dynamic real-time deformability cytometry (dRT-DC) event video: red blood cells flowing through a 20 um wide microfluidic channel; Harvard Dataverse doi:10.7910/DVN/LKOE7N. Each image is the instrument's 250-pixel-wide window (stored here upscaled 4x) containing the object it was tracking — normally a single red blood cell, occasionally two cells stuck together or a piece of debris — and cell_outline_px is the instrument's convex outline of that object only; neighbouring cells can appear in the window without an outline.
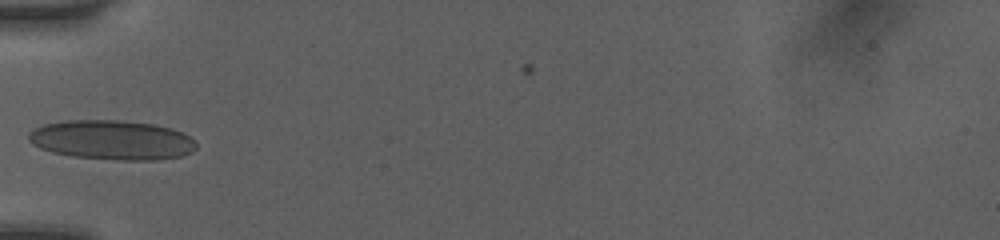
{"species": "human", "species_latin": "Homo sapiens", "temperature_condition": "room temperature", "stored_images_in_passage": 9, "camera_frame_rate_fps": 3000, "um_per_image_px": 0.085, "donor": {"sex": "female"}, "frame": {"image": 1, "passage_image": 6, "time_ms": 4.333, "image_size_px": [1000, 240], "cell_outline_px": [[196, 148], [192, 152], [180, 156], [156, 160], [116, 160], [72, 156], [52, 152], [40, 148], [32, 144], [28, 140], [28, 132], [44, 124], [68, 120], [120, 120], [152, 124], [172, 128], [196, 140]], "centroid_in_image_um": [9.51, 11.9], "position_along_channel_um": 75.5, "area_um2": 38.67}}
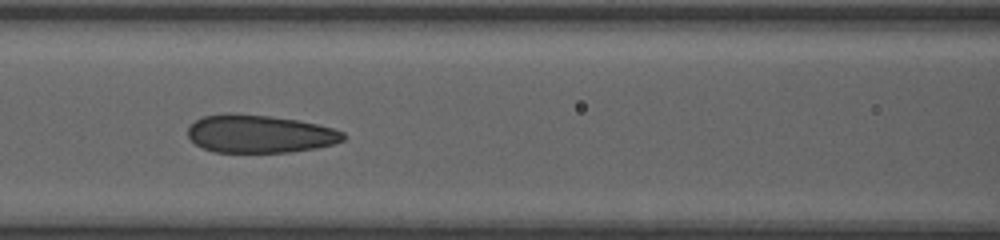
{"frame": {"image": 2, "passage_image": 8, "time_ms": 6.0, "image_size_px": [1000, 240], "cell_outline_px": [[344, 140], [332, 144], [316, 148], [292, 152], [216, 152], [204, 148], [196, 144], [188, 136], [188, 128], [200, 116], [228, 112], [236, 112], [268, 116], [296, 120], [316, 124], [332, 128], [344, 132]], "centroid_in_image_um": [22.04, 11.37], "position_along_channel_um": 144.6, "area_um2": 34.39}}